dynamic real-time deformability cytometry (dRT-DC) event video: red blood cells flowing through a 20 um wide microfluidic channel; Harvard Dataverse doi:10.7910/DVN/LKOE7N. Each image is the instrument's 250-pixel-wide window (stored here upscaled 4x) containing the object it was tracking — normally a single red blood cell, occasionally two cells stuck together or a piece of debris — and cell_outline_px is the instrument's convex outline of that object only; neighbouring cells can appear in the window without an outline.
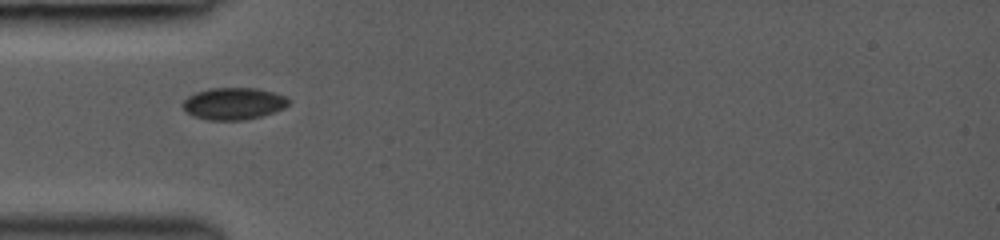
{"species": "common noctule bat (a hibernating species)", "species_latin": "Nyctalus noctula", "temperature_condition": "room temperature", "stored_images_in_passage": 35, "camera_frame_rate_fps": 3000, "um_per_image_px": 0.085, "animal": {"sex": "female", "body_mass_g": 19.0, "forearm_length_mm": 53.3}, "frame": {"image": 1, "passage_image": 1, "time_ms": 0.0, "image_size_px": [1000, 240], "cell_outline_px": [[288, 104], [284, 108], [260, 116], [244, 120], [208, 120], [192, 116], [180, 104], [188, 96], [196, 92], [208, 88], [256, 88], [288, 96]], "centroid_in_image_um": [19.83, 8.8], "position_along_channel_um": 65.2, "area_um2": 19.71}}
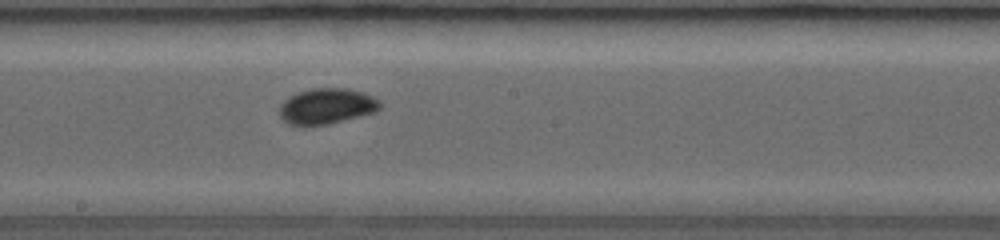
{"frame": {"image": 2, "passage_image": 14, "time_ms": 3.667, "image_size_px": [1000, 240], "cell_outline_px": [[380, 108], [376, 112], [328, 124], [288, 124], [280, 116], [280, 104], [288, 96], [296, 92], [312, 88], [344, 88], [364, 92], [380, 100]], "centroid_in_image_um": [27.78, 9.0], "position_along_channel_um": 220.4, "area_um2": 20.81}}
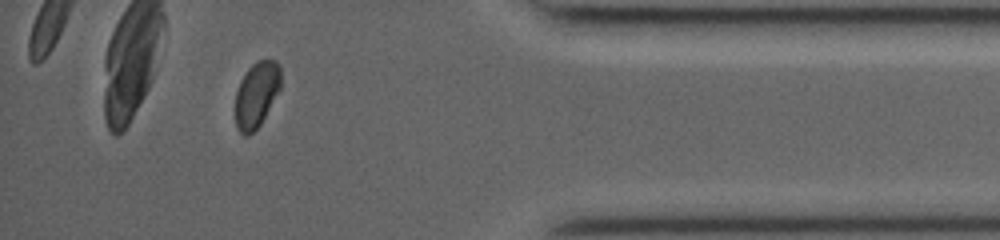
{"frame": {"image": 3, "passage_image": 30, "time_ms": 8.667, "image_size_px": [1000, 240], "cell_outline_px": [[280, 88], [260, 124], [248, 136], [244, 136], [236, 128], [236, 88], [240, 80], [248, 68], [256, 60], [276, 60], [280, 64]], "centroid_in_image_um": [21.79, 8.01], "position_along_channel_um": 413.4, "area_um2": 17.28}, "authors_computed_cell_mechanics": {"area_um2": 19.7098, "velocity_mm_per_s": 4.255, "shape_relaxation_time_tau1_ms": 2.6901, "shape_relaxation_time_tau2_ms": null, "deformation_change_tau1": 0.0595, "deformation_change_tau2": null}}